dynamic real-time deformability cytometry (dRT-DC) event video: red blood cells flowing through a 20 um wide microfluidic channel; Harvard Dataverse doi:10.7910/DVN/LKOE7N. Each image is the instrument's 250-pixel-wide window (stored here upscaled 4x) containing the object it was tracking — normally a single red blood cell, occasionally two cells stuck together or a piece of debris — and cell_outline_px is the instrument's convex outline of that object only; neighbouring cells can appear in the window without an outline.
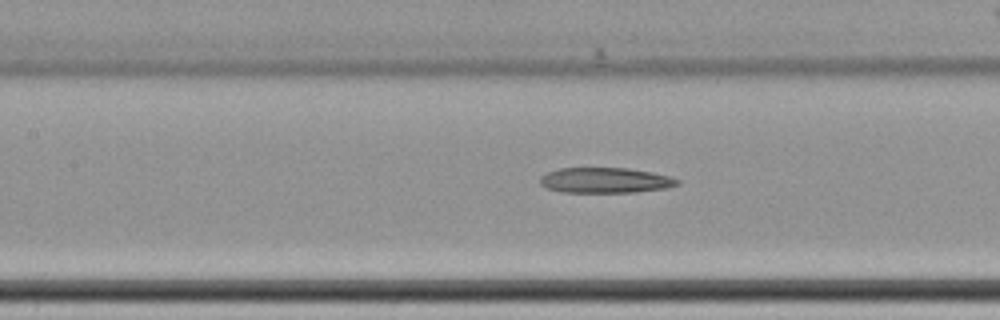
{"species": "common noctule bat (a hibernating species)", "species_latin": "Nyctalus noctula", "temperature_condition": "cold", "stored_images_in_passage": 25, "camera_frame_rate_fps": 3000, "um_per_image_px": 0.085, "animal": {"sex": "female", "body_mass_g": 22.7, "forearm_length_mm": 54.2}, "frame": {"image": 1, "passage_image": 22, "time_ms": 7.0, "image_size_px": [1000, 320], "cell_outline_px": [[680, 184], [668, 188], [636, 192], [560, 192], [548, 188], [540, 184], [540, 176], [548, 172], [560, 168], [628, 168], [652, 172], [672, 176], [680, 180]], "centroid_in_image_um": [51.49, 15.32], "position_along_channel_um": 155.9, "area_um2": 20.46}}